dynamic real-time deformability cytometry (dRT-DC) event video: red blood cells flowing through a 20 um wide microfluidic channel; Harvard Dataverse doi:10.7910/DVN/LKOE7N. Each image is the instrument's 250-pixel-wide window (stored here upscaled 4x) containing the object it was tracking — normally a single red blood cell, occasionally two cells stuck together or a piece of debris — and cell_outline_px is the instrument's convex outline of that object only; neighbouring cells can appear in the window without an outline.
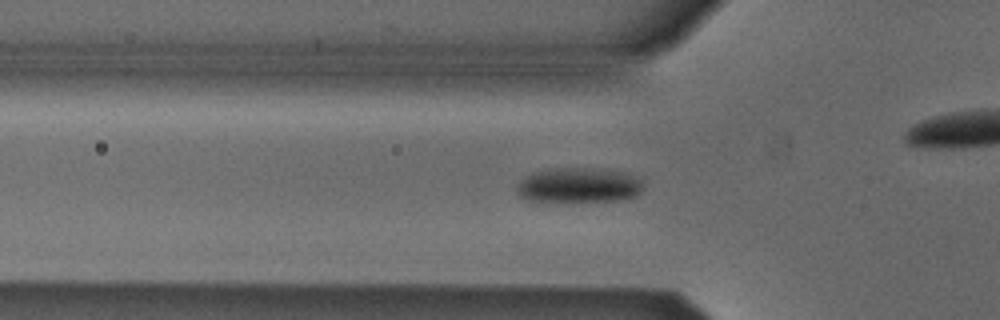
{"species": "Egyptian fruit bat (a non-hibernating species)", "species_latin": "Rousettus aegyptiacus", "temperature_condition": "cold", "stored_images_in_passage": 47, "camera_frame_rate_fps": 3000, "um_per_image_px": 0.085, "animal": {"sex": "male"}, "frame": {"image": 1, "passage_image": 11, "time_ms": 3.333, "image_size_px": [1000, 320], "cell_outline_px": [[644, 188], [636, 196], [628, 200], [524, 200], [520, 196], [516, 188], [528, 176], [536, 172], [556, 168], [592, 168], [624, 172], [636, 176], [640, 180]], "centroid_in_image_um": [49.28, 15.74], "position_along_channel_um": 76.5, "area_um2": 25.14}}
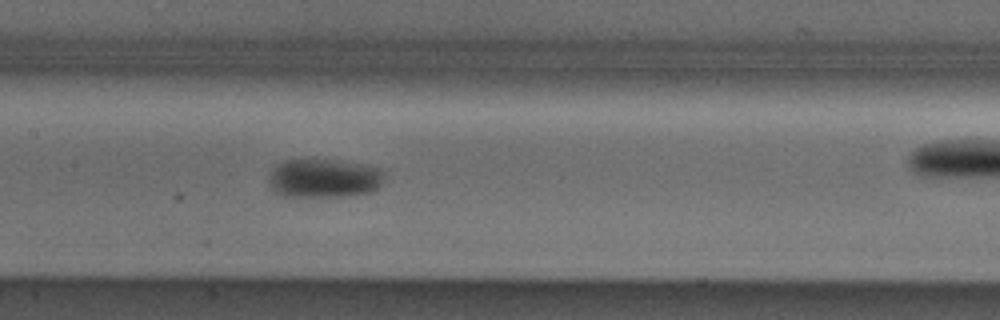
{"frame": {"image": 2, "passage_image": 19, "time_ms": 6.0, "image_size_px": [1000, 320], "cell_outline_px": [[384, 184], [372, 192], [344, 196], [284, 196], [276, 192], [268, 184], [268, 172], [276, 164], [284, 160], [312, 156], [384, 168]], "centroid_in_image_um": [27.52, 15.1], "position_along_channel_um": 179.9, "area_um2": 27.28}}
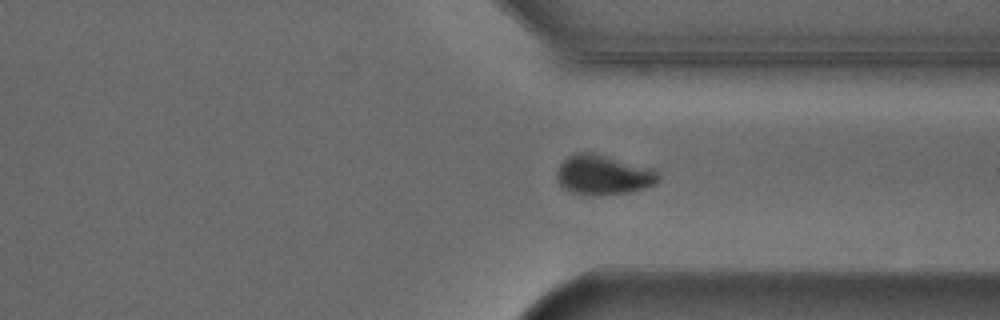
{"frame": {"image": 3, "passage_image": 33, "time_ms": 10.667, "image_size_px": [1000, 320], "cell_outline_px": [[660, 176], [652, 184], [644, 188], [628, 192], [592, 196], [568, 192], [556, 180], [556, 172], [560, 164], [568, 156], [576, 152], [592, 152], [608, 156], [652, 168]], "centroid_in_image_um": [51.21, 14.86], "position_along_channel_um": 360.2, "area_um2": 23.52}, "authors_computed_cell_mechanics": {"area_um2": 23.9292, "velocity_mm_per_s": 3.8636, "shape_relaxation_time_tau1_ms": 3.0905, "shape_relaxation_time_tau2_ms": null, "deformation_change_tau1": 0.102, "deformation_change_tau2": null}}